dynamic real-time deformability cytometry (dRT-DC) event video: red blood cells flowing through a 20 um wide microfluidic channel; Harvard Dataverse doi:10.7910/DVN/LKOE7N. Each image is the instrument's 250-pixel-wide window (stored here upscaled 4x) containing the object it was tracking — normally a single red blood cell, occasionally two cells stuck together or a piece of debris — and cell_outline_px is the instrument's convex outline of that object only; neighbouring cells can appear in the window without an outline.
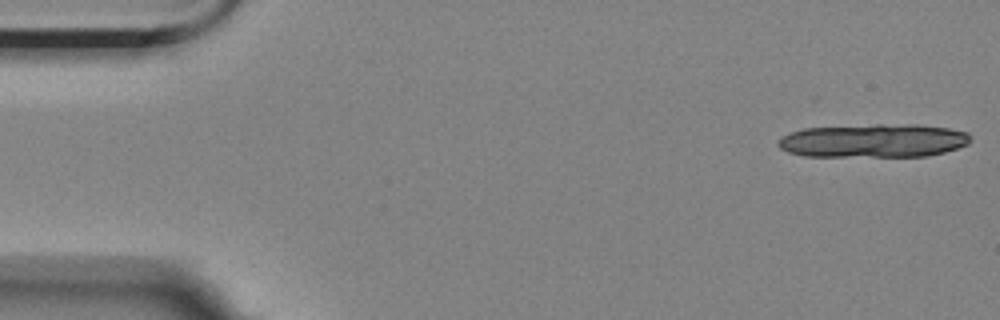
{"species": "Egyptian fruit bat (a non-hibernating species)", "species_latin": "Rousettus aegyptiacus", "temperature_condition": "room temperature", "stored_images_in_passage": 14, "camera_frame_rate_fps": 3000, "um_per_image_px": 0.085, "animal": {"sex": "female"}, "frame": {"image": 1, "passage_image": 1, "time_ms": 0.0, "image_size_px": [1000, 320], "cell_outline_px": [[972, 140], [968, 144], [944, 152], [928, 156], [804, 156], [788, 152], [780, 148], [776, 144], [776, 140], [780, 136], [804, 128], [876, 124], [916, 124], [948, 128], [968, 132]], "centroid_in_image_um": [74.23, 11.95], "position_along_channel_um": 10.8, "area_um2": 37.92}}